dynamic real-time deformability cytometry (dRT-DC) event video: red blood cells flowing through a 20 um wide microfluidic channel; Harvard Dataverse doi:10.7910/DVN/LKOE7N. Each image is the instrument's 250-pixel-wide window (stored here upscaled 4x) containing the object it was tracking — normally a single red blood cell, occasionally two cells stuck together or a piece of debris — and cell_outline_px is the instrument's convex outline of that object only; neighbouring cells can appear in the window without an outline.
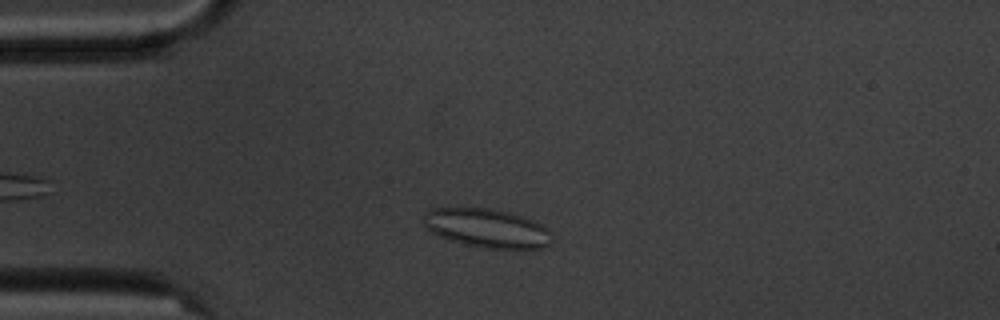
{"species": "common noctule bat (a hibernating species)", "species_latin": "Nyctalus noctula", "temperature_condition": "cold", "stored_images_in_passage": 7, "camera_frame_rate_fps": 3000, "um_per_image_px": 0.085, "animal": {"sex": "male", "body_mass_g": 20.1, "forearm_length_mm": 53.5}, "frame": {"image": 1, "passage_image": 5, "time_ms": 5.667, "image_size_px": [1000, 320], "cell_outline_px": [[552, 240], [544, 248], [484, 248], [464, 244], [440, 236], [432, 232], [424, 224], [424, 212], [432, 208], [492, 208], [508, 212], [532, 220], [548, 228], [552, 232]], "centroid_in_image_um": [41.41, 19.39], "position_along_channel_um": 43.6, "area_um2": 28.9}}
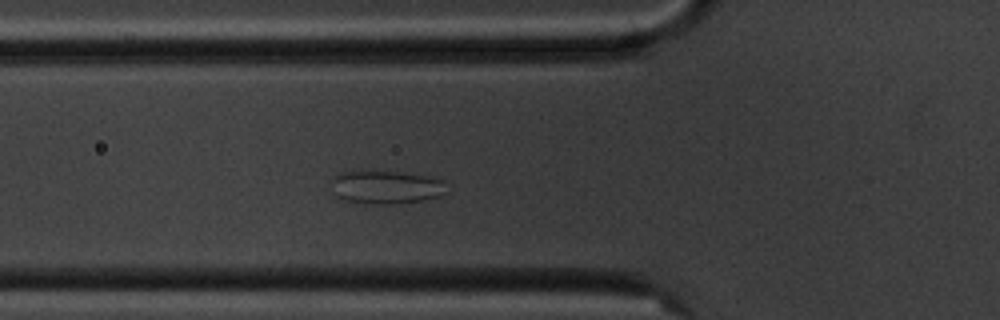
{"frame": {"image": 2, "passage_image": 7, "time_ms": 7.667, "image_size_px": [1000, 320], "cell_outline_px": [[448, 192], [440, 196], [424, 200], [392, 204], [372, 204], [344, 200], [336, 196], [332, 180], [340, 172], [400, 172], [436, 176], [444, 180]], "centroid_in_image_um": [32.93, 15.91], "position_along_channel_um": 92.9, "area_um2": 22.37}}